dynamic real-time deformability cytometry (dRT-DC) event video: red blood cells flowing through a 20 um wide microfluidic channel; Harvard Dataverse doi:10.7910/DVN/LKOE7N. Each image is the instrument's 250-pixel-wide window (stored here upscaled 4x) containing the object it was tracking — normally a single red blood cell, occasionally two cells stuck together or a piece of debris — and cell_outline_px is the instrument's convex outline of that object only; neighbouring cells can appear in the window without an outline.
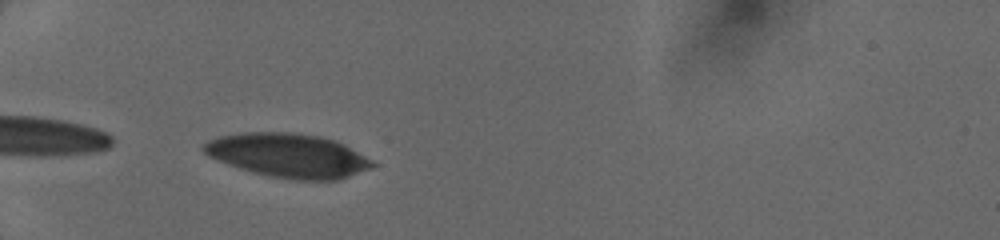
{"species": "human", "species_latin": "Homo sapiens", "temperature_condition": "cold", "stored_images_in_passage": 16, "camera_frame_rate_fps": 3000, "um_per_image_px": 0.085, "donor": {"sex": "female"}, "frame": {"image": 1, "passage_image": 5, "time_ms": 3.333, "image_size_px": [1000, 240], "cell_outline_px": [[376, 164], [372, 168], [336, 180], [296, 180], [272, 176], [240, 168], [228, 164], [208, 156], [200, 148], [208, 140], [220, 136], [240, 132], [296, 132], [320, 136], [336, 140], [344, 144], [372, 160]], "centroid_in_image_um": [24.5, 13.19], "position_along_channel_um": 60.5, "area_um2": 43.12}}
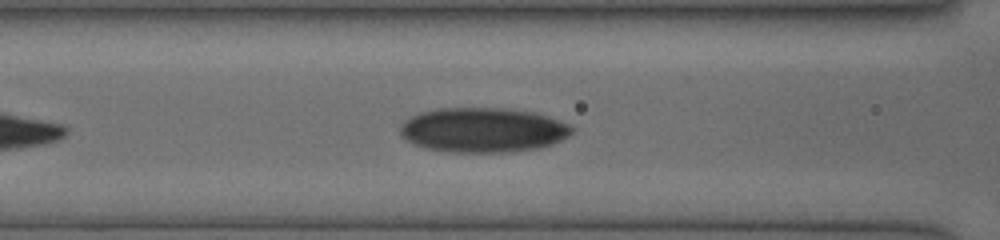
{"frame": {"image": 2, "passage_image": 10, "time_ms": 5.333, "image_size_px": [1000, 240], "cell_outline_px": [[572, 132], [568, 136], [552, 144], [536, 148], [512, 152], [452, 152], [424, 148], [412, 144], [404, 140], [400, 136], [400, 128], [404, 120], [420, 112], [440, 108], [508, 108], [536, 112], [568, 124], [572, 128]], "centroid_in_image_um": [41.0, 11.05], "position_along_channel_um": 125.6, "area_um2": 44.91}}
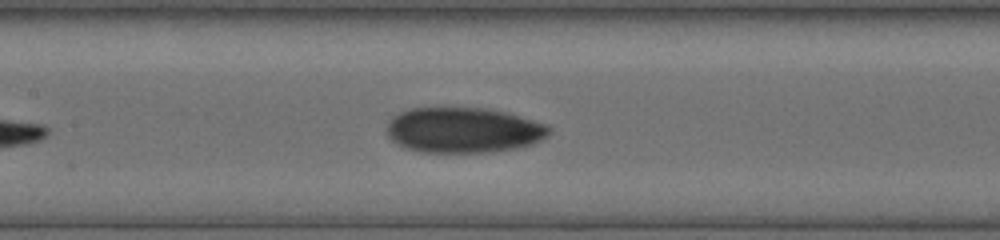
{"frame": {"image": 3, "passage_image": 13, "time_ms": 6.333, "image_size_px": [1000, 240], "cell_outline_px": [[552, 132], [548, 136], [532, 144], [516, 148], [492, 152], [420, 152], [404, 148], [392, 140], [388, 136], [388, 120], [392, 116], [400, 112], [412, 108], [484, 108], [508, 112], [544, 124], [552, 128]], "centroid_in_image_um": [39.4, 11.06], "position_along_channel_um": 168.0, "area_um2": 43.06}}